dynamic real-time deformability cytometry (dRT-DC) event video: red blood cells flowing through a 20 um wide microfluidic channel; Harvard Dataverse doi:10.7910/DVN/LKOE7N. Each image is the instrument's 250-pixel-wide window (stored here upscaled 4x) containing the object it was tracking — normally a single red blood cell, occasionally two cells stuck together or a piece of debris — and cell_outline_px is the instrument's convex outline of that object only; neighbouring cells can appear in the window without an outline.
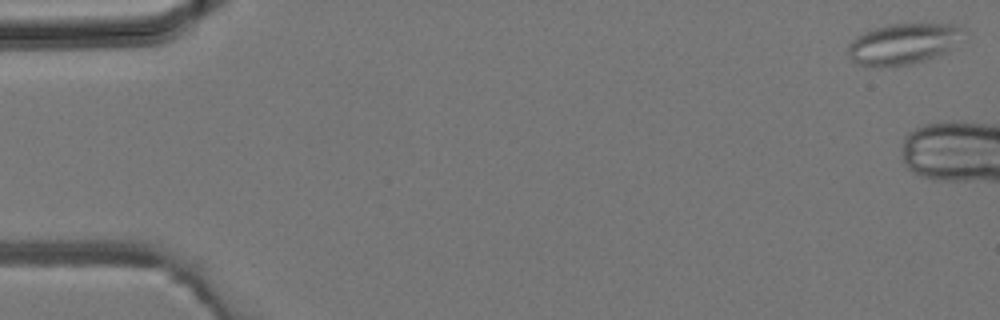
{"species": "common noctule bat (a hibernating species)", "species_latin": "Nyctalus noctula", "temperature_condition": "room temperature", "stored_images_in_passage": 7, "camera_frame_rate_fps": 3000, "um_per_image_px": 0.085, "animal": {"sex": "male", "body_mass_g": 19.2, "forearm_length_mm": 51.8}, "frame": {"image": 1, "passage_image": 1, "time_ms": 0.0, "image_size_px": [1000, 320], "cell_outline_px": [[964, 28], [952, 48], [944, 52], [924, 60], [912, 64], [880, 68], [876, 68], [856, 64], [852, 60], [848, 52], [848, 44], [856, 36], [864, 32], [888, 24], [956, 24]], "centroid_in_image_um": [76.7, 3.74], "position_along_channel_um": 8.3, "area_um2": 27.4}}